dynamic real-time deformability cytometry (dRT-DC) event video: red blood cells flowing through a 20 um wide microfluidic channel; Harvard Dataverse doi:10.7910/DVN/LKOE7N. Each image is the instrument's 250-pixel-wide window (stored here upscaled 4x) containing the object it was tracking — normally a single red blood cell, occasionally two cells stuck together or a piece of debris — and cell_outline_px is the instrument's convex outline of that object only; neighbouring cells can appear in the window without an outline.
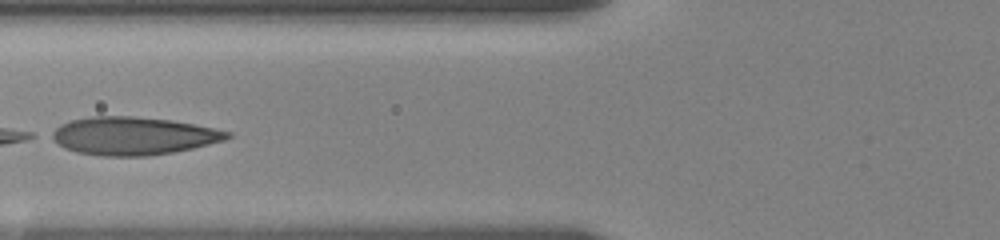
{"species": "human", "species_latin": "Homo sapiens", "temperature_condition": "room temperature", "stored_images_in_passage": 32, "camera_frame_rate_fps": 3000, "um_per_image_px": 0.085, "donor": {"sex": "female"}, "frame": {"image": 1, "passage_image": 10, "time_ms": 6.333, "image_size_px": [1000, 240], "cell_outline_px": [[232, 136], [224, 140], [192, 148], [172, 152], [148, 156], [100, 156], [76, 152], [64, 148], [48, 136], [48, 132], [60, 124], [72, 120], [88, 116], [132, 116], [172, 120], [232, 132]], "centroid_in_image_um": [11.25, 11.55], "position_along_channel_um": 114.6, "area_um2": 38.96}}
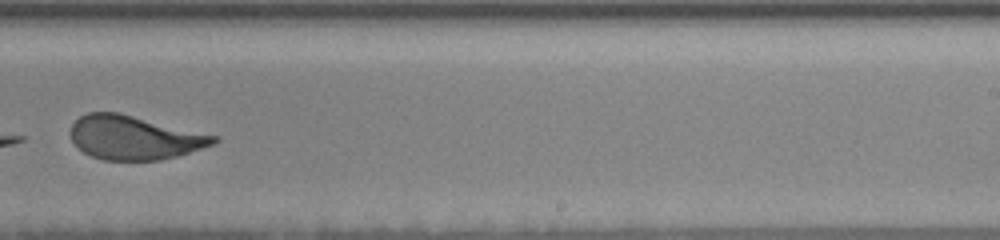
{"frame": {"image": 2, "passage_image": 20, "time_ms": 11.0, "image_size_px": [1000, 240], "cell_outline_px": [[220, 140], [212, 144], [176, 156], [160, 160], [104, 160], [92, 156], [84, 152], [72, 140], [68, 132], [72, 124], [80, 116], [88, 112], [120, 112], [220, 136]], "centroid_in_image_um": [11.41, 11.67], "position_along_channel_um": 277.6, "area_um2": 36.7}}
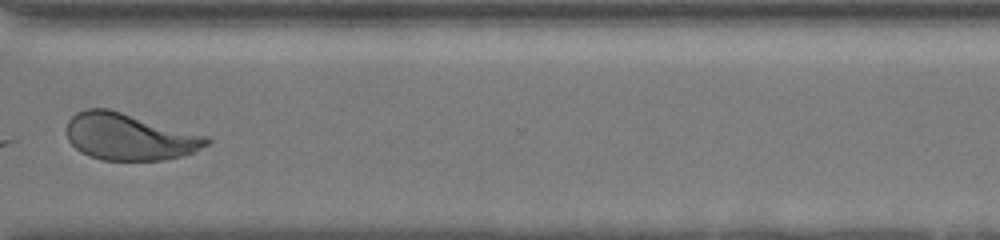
{"frame": {"image": 3, "passage_image": 26, "time_ms": 13.333, "image_size_px": [1000, 240], "cell_outline_px": [[212, 140], [208, 144], [192, 152], [180, 156], [164, 160], [100, 160], [88, 156], [80, 152], [68, 140], [64, 132], [64, 128], [68, 120], [76, 112], [88, 108], [108, 108], [208, 136]], "centroid_in_image_um": [10.93, 11.62], "position_along_channel_um": 359.7, "area_um2": 38.44}, "authors_computed_cell_mechanics": {"area_um2": 38.8127, "velocity_mm_per_s": 3.4953, "shape_relaxation_time_tau1_ms": 4.0837, "shape_relaxation_time_tau2_ms": 0.6805, "deformation_change_tau1": 0.1531, "deformation_change_tau2": 0.072}}